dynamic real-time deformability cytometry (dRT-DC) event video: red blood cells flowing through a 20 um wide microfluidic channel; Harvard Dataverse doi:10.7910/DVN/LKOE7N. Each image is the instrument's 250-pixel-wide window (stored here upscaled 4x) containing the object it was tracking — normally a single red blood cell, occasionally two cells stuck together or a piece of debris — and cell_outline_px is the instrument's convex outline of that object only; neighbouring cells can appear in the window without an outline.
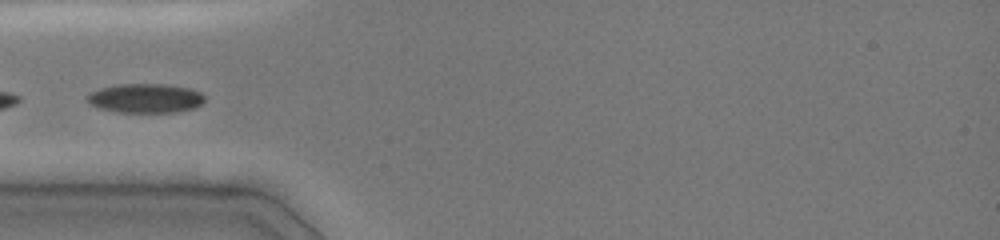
{"species": "common noctule bat (a hibernating species)", "species_latin": "Nyctalus noctula", "temperature_condition": "cold", "stored_images_in_passage": 32, "camera_frame_rate_fps": 3000, "um_per_image_px": 0.085, "animal": {"sex": "female", "body_mass_g": 19.0, "forearm_length_mm": 51.5}, "frame": {"image": 1, "passage_image": 1, "time_ms": 0.0, "image_size_px": [1000, 240], "cell_outline_px": [[204, 100], [196, 108], [176, 112], [116, 112], [100, 108], [92, 104], [88, 100], [88, 96], [92, 92], [100, 88], [116, 84], [164, 84], [192, 88], [200, 92], [204, 96]], "centroid_in_image_um": [12.41, 8.34], "position_along_channel_um": 72.6, "area_um2": 19.94}}
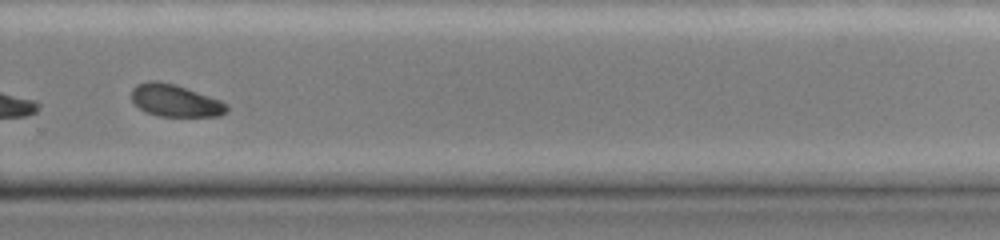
{"frame": {"image": 2, "passage_image": 19, "time_ms": 6.0, "image_size_px": [1000, 240], "cell_outline_px": [[228, 112], [220, 116], [156, 116], [140, 108], [132, 100], [132, 88], [136, 84], [148, 80], [156, 80], [172, 84], [220, 100], [228, 104]], "centroid_in_image_um": [14.89, 8.56], "position_along_channel_um": 314.9, "area_um2": 17.69}}